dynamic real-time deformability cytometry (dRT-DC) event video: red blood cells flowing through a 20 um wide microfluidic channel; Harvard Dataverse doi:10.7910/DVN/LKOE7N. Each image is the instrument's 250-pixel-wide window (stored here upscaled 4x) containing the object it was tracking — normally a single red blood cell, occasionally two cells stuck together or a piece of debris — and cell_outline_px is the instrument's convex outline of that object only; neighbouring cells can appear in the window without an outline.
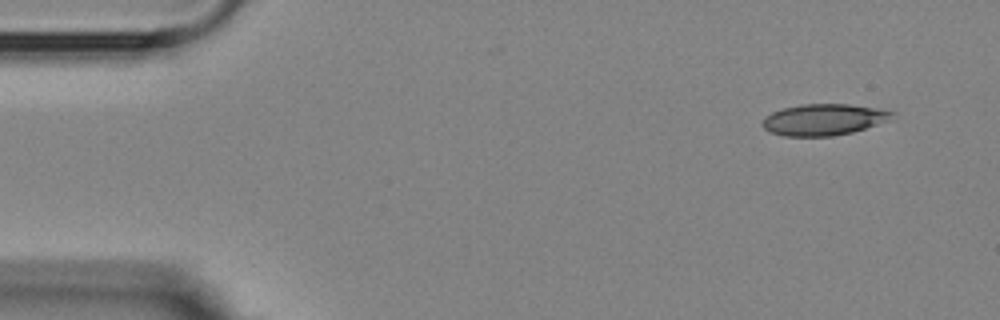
{"species": "Egyptian fruit bat (a non-hibernating species)", "species_latin": "Rousettus aegyptiacus", "temperature_condition": "room temperature", "stored_images_in_passage": 3, "camera_frame_rate_fps": 3000, "um_per_image_px": 0.085, "animal": {"sex": "female"}, "frame": {"image": 1, "passage_image": 1, "time_ms": 0.0, "image_size_px": [1000, 320], "cell_outline_px": [[896, 112], [888, 120], [852, 132], [832, 136], [784, 136], [772, 132], [764, 128], [760, 124], [772, 112], [784, 108], [800, 104], [848, 104], [876, 108]], "centroid_in_image_um": [70.0, 10.16], "position_along_channel_um": 15.0, "area_um2": 23.35}}